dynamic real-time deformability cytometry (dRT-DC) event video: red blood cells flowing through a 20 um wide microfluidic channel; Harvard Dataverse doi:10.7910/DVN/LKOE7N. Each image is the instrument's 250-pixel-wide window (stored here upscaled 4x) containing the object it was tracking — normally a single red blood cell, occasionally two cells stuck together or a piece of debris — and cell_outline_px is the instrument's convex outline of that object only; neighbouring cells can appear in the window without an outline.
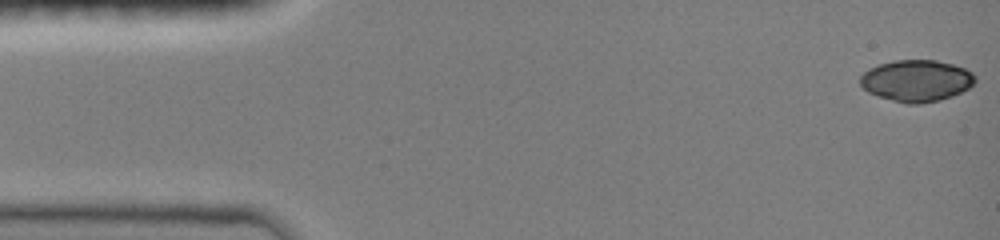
{"species": "common noctule bat (a hibernating species)", "species_latin": "Nyctalus noctula", "temperature_condition": "room temperature", "stored_images_in_passage": 47, "camera_frame_rate_fps": 3000, "um_per_image_px": 0.085, "animal": {"sex": "female", "body_mass_g": 19.0, "forearm_length_mm": 51.5}, "frame": {"image": 1, "passage_image": 1, "time_ms": 0.0, "image_size_px": [1000, 240], "cell_outline_px": [[976, 80], [968, 88], [952, 96], [940, 100], [920, 104], [908, 104], [892, 100], [868, 92], [860, 84], [860, 76], [868, 68], [892, 60], [936, 60], [952, 64], [964, 68], [972, 72], [976, 76]], "centroid_in_image_um": [77.9, 6.85], "position_along_channel_um": 7.1, "area_um2": 27.86}}
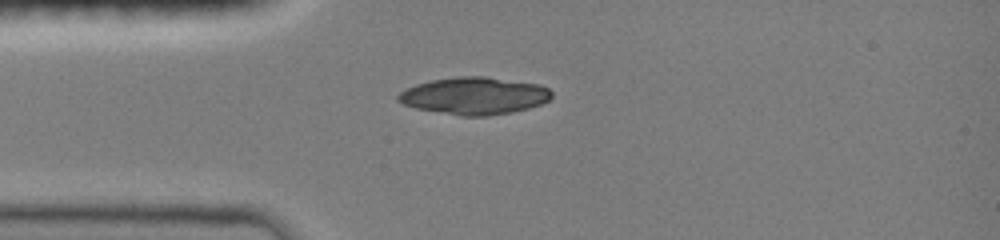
{"frame": {"image": 2, "passage_image": 12, "time_ms": 3.667, "image_size_px": [1000, 240], "cell_outline_px": [[552, 96], [548, 100], [540, 104], [528, 108], [512, 112], [488, 116], [460, 116], [416, 108], [404, 104], [396, 100], [396, 96], [400, 92], [416, 84], [432, 80], [456, 76], [484, 76], [540, 84], [548, 88], [552, 92]], "centroid_in_image_um": [40.32, 8.14], "position_along_channel_um": 44.7, "area_um2": 33.35}}